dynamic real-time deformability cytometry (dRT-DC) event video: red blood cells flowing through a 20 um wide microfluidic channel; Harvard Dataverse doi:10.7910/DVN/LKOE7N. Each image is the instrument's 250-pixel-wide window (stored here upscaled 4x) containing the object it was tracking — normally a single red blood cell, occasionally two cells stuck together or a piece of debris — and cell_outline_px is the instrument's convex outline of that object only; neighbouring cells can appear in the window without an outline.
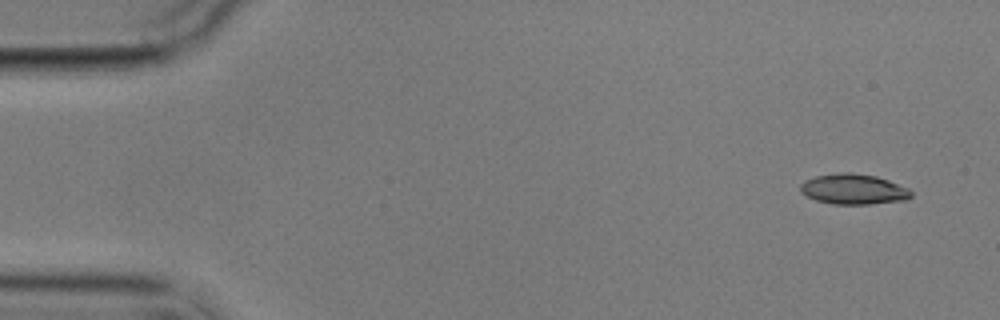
{"species": "common noctule bat (a hibernating species)", "species_latin": "Nyctalus noctula", "temperature_condition": "cold", "stored_images_in_passage": 4, "camera_frame_rate_fps": 3000, "um_per_image_px": 0.085, "animal": {"sex": "male", "body_mass_g": 17.9}, "frame": {"image": 1, "passage_image": 1, "time_ms": 0.0, "image_size_px": [1000, 320], "cell_outline_px": [[912, 196], [908, 200], [872, 204], [832, 204], [816, 200], [800, 192], [800, 184], [804, 180], [816, 176], [840, 172], [852, 172], [876, 176], [888, 180], [908, 188], [912, 192]], "centroid_in_image_um": [72.56, 16.08], "position_along_channel_um": 12.4, "area_um2": 19.77}}
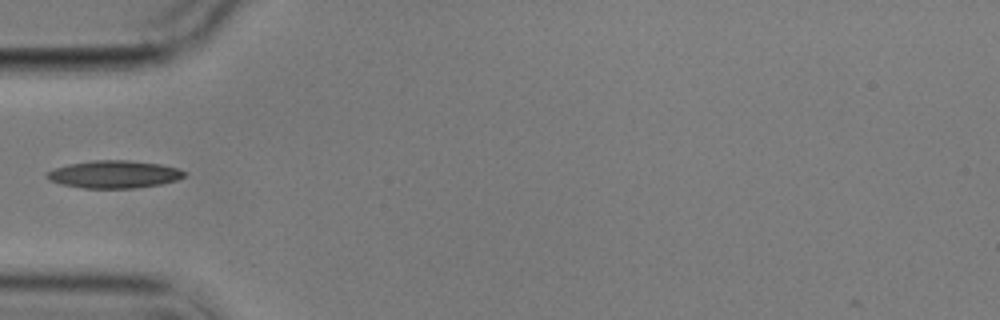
{"frame": {"image": 2, "passage_image": 4, "time_ms": 5.0, "image_size_px": [1000, 320], "cell_outline_px": [[188, 172], [184, 176], [176, 180], [160, 184], [136, 188], [84, 188], [60, 184], [48, 180], [44, 176], [48, 172], [56, 168], [68, 164], [92, 160], [128, 160], [160, 164], [176, 168]], "centroid_in_image_um": [9.68, 14.82], "position_along_channel_um": 75.3, "area_um2": 22.08}}